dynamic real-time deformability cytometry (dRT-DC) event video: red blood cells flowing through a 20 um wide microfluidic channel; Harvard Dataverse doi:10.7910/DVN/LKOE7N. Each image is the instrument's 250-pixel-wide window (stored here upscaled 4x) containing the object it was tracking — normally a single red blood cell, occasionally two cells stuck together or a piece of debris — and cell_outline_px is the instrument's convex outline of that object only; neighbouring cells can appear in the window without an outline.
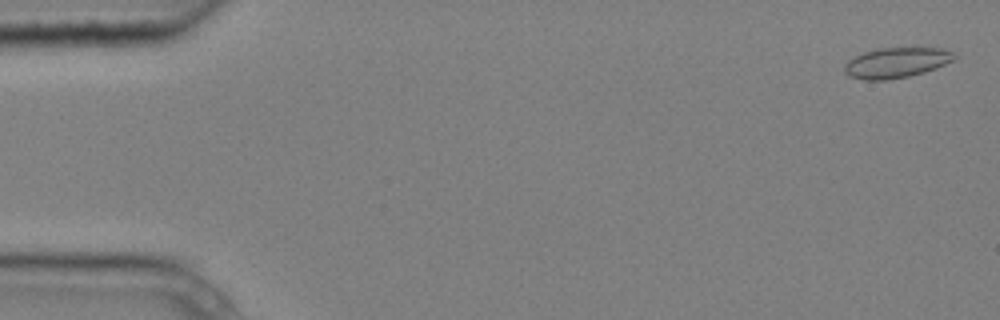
{"species": "common noctule bat (a hibernating species)", "species_latin": "Nyctalus noctula", "temperature_condition": "cold", "stored_images_in_passage": 5, "camera_frame_rate_fps": 3000, "um_per_image_px": 0.085, "animal": {"sex": "male", "body_mass_g": 20.4}, "frame": {"image": 1, "passage_image": 1, "time_ms": 0.0, "image_size_px": [1000, 320], "cell_outline_px": [[956, 60], [936, 68], [924, 72], [908, 76], [888, 80], [864, 80], [848, 76], [844, 72], [844, 64], [848, 60], [864, 52], [876, 48], [940, 48], [956, 52]], "centroid_in_image_um": [76.2, 5.33], "position_along_channel_um": 8.8, "area_um2": 19.59}}
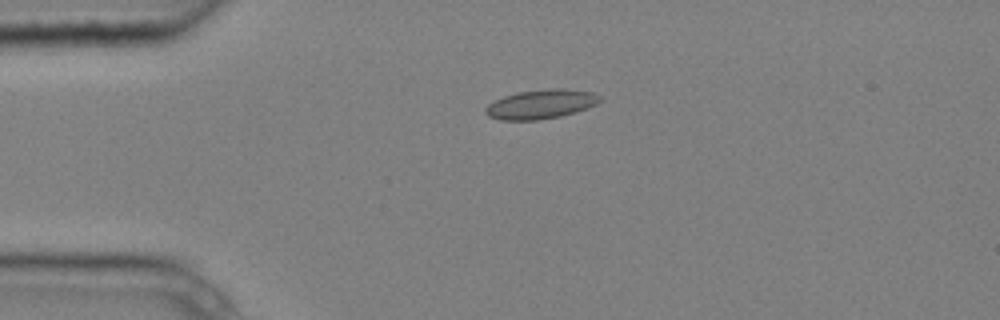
{"frame": {"image": 2, "passage_image": 4, "time_ms": 1.0, "image_size_px": [1000, 320], "cell_outline_px": [[600, 100], [596, 104], [588, 108], [576, 112], [560, 116], [536, 120], [500, 120], [488, 116], [484, 112], [484, 108], [488, 104], [504, 96], [516, 92], [552, 88], [564, 88], [592, 92], [600, 96]], "centroid_in_image_um": [45.96, 8.85], "position_along_channel_um": 39.0, "area_um2": 19.54}}